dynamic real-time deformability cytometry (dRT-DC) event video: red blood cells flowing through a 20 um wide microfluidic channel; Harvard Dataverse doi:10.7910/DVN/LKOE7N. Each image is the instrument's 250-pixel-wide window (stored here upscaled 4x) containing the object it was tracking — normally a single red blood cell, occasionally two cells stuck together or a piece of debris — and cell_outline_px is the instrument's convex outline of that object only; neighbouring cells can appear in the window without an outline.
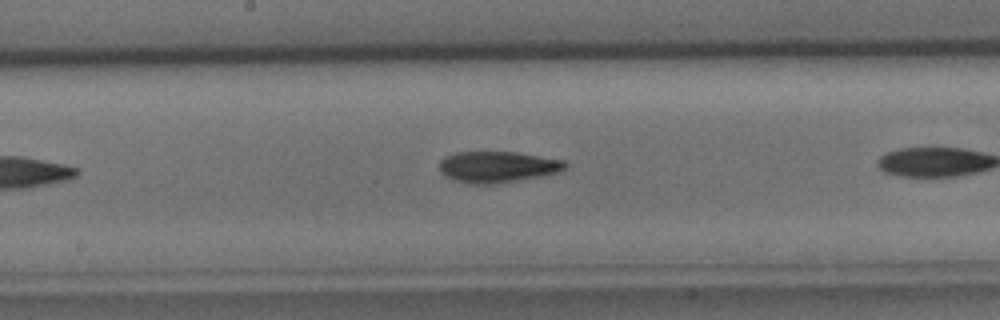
{"species": "common noctule bat (a hibernating species)", "species_latin": "Nyctalus noctula", "temperature_condition": "cold", "stored_images_in_passage": 16, "camera_frame_rate_fps": 3000, "um_per_image_px": 0.085, "animal": {"sex": "male", "body_mass_g": 15.6}, "frame": {"image": 1, "passage_image": 7, "time_ms": 2.0, "image_size_px": [1000, 320], "cell_outline_px": [[568, 168], [560, 172], [544, 176], [496, 184], [468, 184], [444, 176], [440, 172], [440, 160], [444, 156], [456, 152], [516, 152], [564, 160], [568, 164]], "centroid_in_image_um": [42.32, 14.19], "position_along_channel_um": 205.9, "area_um2": 23.24}}